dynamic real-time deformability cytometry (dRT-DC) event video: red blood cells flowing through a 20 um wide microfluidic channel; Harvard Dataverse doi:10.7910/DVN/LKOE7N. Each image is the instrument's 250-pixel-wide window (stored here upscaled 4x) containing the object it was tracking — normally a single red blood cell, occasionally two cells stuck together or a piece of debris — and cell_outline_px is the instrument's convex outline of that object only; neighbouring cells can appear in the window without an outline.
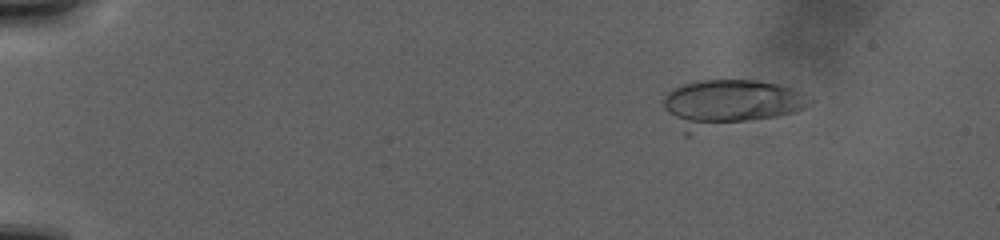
{"species": "human", "species_latin": "Homo sapiens", "temperature_condition": "warm", "stored_images_in_passage": 76, "camera_frame_rate_fps": 3000, "um_per_image_px": 0.085, "donor": {"sex": "male"}, "frame": {"image": 1, "passage_image": 7, "time_ms": 6.0, "image_size_px": [1000, 240], "cell_outline_px": [[812, 100], [808, 104], [792, 112], [776, 116], [688, 136], [684, 136], [664, 108], [664, 96], [672, 88], [680, 84], [696, 80], [756, 80], [780, 84]], "centroid_in_image_um": [61.87, 8.81], "position_along_channel_um": 23.1, "area_um2": 40.34}}
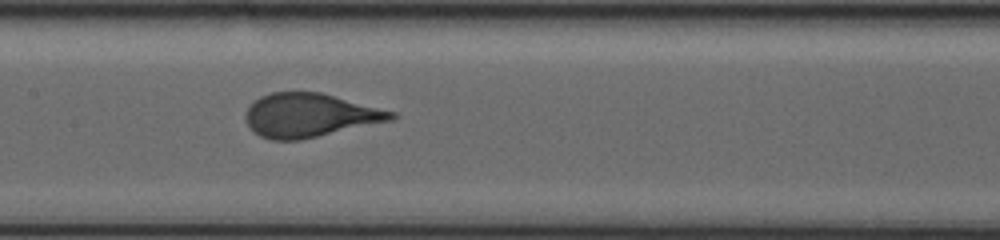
{"frame": {"image": 2, "passage_image": 47, "time_ms": 22.333, "image_size_px": [1000, 240], "cell_outline_px": [[396, 116], [392, 120], [300, 140], [272, 140], [260, 136], [248, 124], [244, 116], [248, 108], [260, 96], [272, 92], [320, 92], [396, 112]], "centroid_in_image_um": [26.32, 9.79], "position_along_channel_um": 181.1, "area_um2": 36.7}}
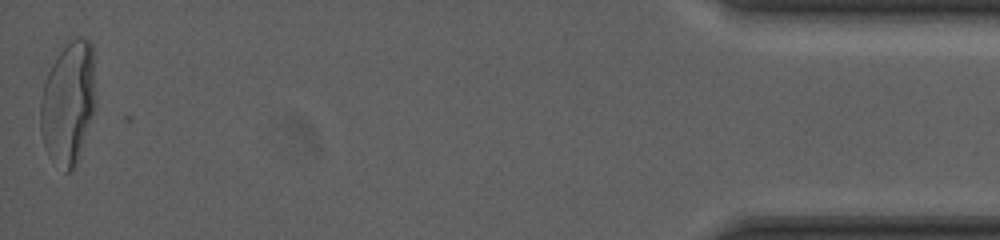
{"frame": {"image": 3, "passage_image": 76, "time_ms": 41.0, "image_size_px": [1000, 240], "cell_outline_px": [[96, 104], [76, 168], [68, 172], [64, 172], [48, 156], [44, 148], [40, 132], [40, 100], [44, 84], [48, 72], [52, 64], [60, 52], [72, 40], [88, 40], [92, 44], [96, 100]], "centroid_in_image_um": [5.8, 8.85], "position_along_channel_um": 429.4, "area_um2": 39.71}}